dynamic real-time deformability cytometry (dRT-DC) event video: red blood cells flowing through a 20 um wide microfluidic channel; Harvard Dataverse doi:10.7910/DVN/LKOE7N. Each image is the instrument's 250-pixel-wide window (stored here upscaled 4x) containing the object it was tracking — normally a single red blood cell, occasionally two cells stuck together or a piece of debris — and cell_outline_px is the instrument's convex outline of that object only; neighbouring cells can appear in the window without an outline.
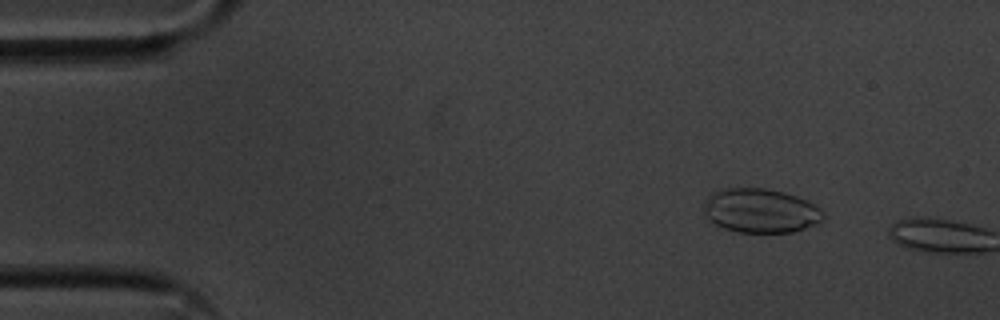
{"species": "common noctule bat (a hibernating species)", "species_latin": "Nyctalus noctula", "temperature_condition": "cold", "stored_images_in_passage": 9, "camera_frame_rate_fps": 3000, "um_per_image_px": 0.085, "animal": {"sex": "male", "body_mass_g": 20.1, "forearm_length_mm": 53.5}, "frame": {"image": 1, "passage_image": 6, "time_ms": 1.667, "image_size_px": [1000, 320], "cell_outline_px": [[824, 216], [820, 224], [792, 232], [736, 232], [724, 228], [708, 220], [704, 212], [704, 200], [712, 192], [724, 188], [764, 188], [784, 192], [796, 196], [820, 208], [824, 212]], "centroid_in_image_um": [64.64, 17.91], "position_along_channel_um": 20.4, "area_um2": 30.92}}